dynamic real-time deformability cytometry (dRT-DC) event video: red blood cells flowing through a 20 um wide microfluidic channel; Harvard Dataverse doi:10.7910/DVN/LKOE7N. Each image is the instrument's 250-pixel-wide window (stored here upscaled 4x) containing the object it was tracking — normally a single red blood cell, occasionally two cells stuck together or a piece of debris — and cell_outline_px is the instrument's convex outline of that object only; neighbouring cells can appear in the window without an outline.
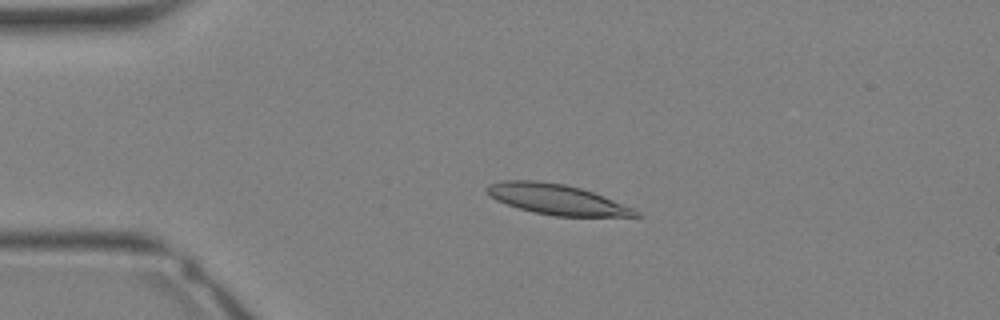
{"species": "Egyptian fruit bat (a non-hibernating species)", "species_latin": "Rousettus aegyptiacus", "temperature_condition": "warm", "stored_images_in_passage": 12, "camera_frame_rate_fps": 3000, "um_per_image_px": 0.085, "animal": {"sex": "female"}, "frame": {"image": 1, "passage_image": 7, "time_ms": 2.0, "image_size_px": [1000, 320], "cell_outline_px": [[644, 216], [556, 216], [532, 212], [496, 200], [488, 196], [484, 188], [488, 184], [500, 180], [536, 180], [564, 184], [580, 188], [604, 196], [632, 208], [640, 212]], "centroid_in_image_um": [47.27, 16.93], "position_along_channel_um": 37.7, "area_um2": 26.24}}
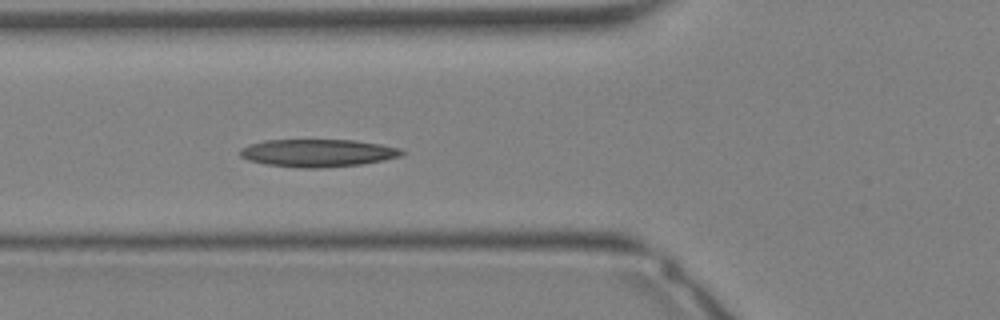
{"frame": {"image": 2, "passage_image": 12, "time_ms": 3.667, "image_size_px": [1000, 320], "cell_outline_px": [[404, 152], [400, 156], [384, 160], [360, 164], [320, 168], [300, 168], [264, 164], [248, 160], [240, 156], [240, 148], [248, 144], [264, 140], [356, 140], [380, 144], [400, 148]], "centroid_in_image_um": [26.97, 13.0], "position_along_channel_um": 98.8, "area_um2": 26.13}}